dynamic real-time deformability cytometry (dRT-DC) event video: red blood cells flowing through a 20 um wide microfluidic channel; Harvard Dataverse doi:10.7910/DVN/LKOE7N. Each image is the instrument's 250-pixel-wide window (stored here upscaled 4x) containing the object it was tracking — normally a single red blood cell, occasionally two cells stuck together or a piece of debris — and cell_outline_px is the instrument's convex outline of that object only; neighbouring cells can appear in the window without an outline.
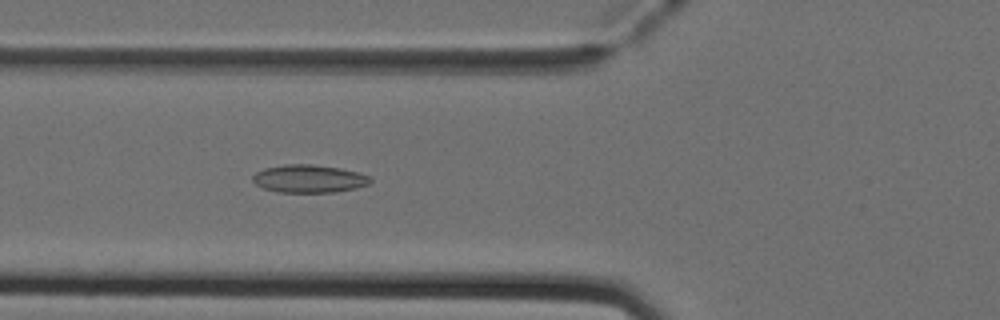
{"species": "Egyptian fruit bat (a non-hibernating species)", "species_latin": "Rousettus aegyptiacus", "temperature_condition": "cold", "stored_images_in_passage": 22, "camera_frame_rate_fps": 3000, "um_per_image_px": 0.085, "animal": {"sex": "female"}, "frame": {"image": 1, "passage_image": 7, "time_ms": 2.0, "image_size_px": [1000, 320], "cell_outline_px": [[372, 180], [368, 184], [356, 188], [336, 192], [276, 192], [264, 188], [256, 184], [252, 180], [252, 176], [256, 172], [264, 168], [284, 164], [312, 164], [340, 168], [360, 172], [372, 176]], "centroid_in_image_um": [26.29, 15.18], "position_along_channel_um": 99.5, "area_um2": 19.31}}
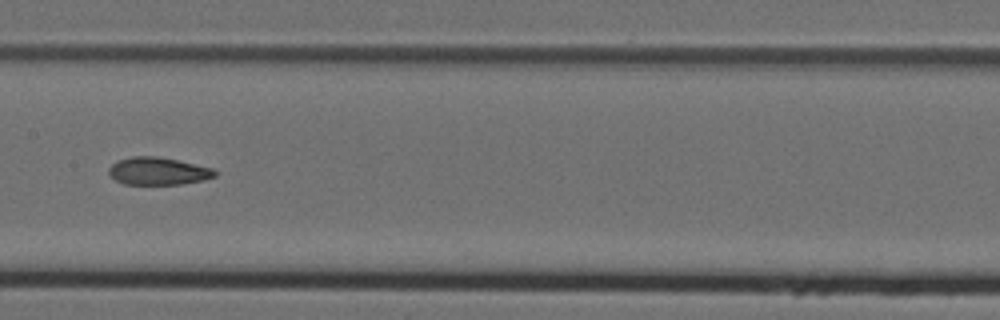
{"frame": {"image": 2, "passage_image": 14, "time_ms": 4.333, "image_size_px": [1000, 320], "cell_outline_px": [[216, 176], [204, 180], [180, 184], [124, 184], [116, 180], [108, 172], [108, 168], [116, 160], [132, 156], [156, 156], [176, 160], [212, 168], [216, 172]], "centroid_in_image_um": [13.41, 14.54], "position_along_channel_um": 194.0, "area_um2": 16.94}}
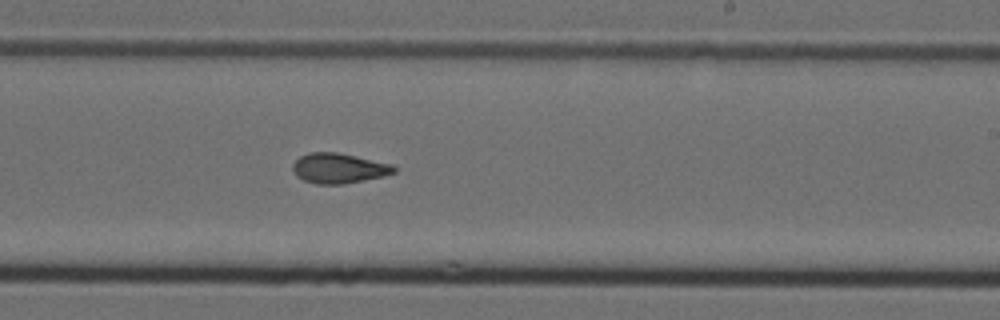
{"frame": {"image": 3, "passage_image": 19, "time_ms": 6.0, "image_size_px": [1000, 320], "cell_outline_px": [[396, 172], [384, 176], [344, 184], [316, 184], [304, 180], [296, 176], [292, 168], [292, 164], [300, 156], [308, 152], [336, 152], [392, 164], [396, 168]], "centroid_in_image_um": [28.78, 14.3], "position_along_channel_um": 260.2, "area_um2": 17.74}}